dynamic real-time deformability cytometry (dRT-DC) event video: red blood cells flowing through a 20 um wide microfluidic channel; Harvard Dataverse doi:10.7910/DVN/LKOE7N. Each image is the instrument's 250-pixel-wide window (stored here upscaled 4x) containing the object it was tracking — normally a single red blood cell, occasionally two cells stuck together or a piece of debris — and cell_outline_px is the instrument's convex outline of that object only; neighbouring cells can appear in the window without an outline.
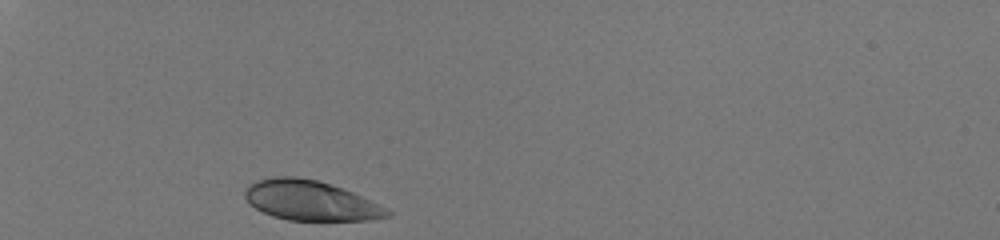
{"species": "human", "species_latin": "Homo sapiens", "temperature_condition": "room temperature", "stored_images_in_passage": 29, "camera_frame_rate_fps": 3000, "um_per_image_px": 0.085, "donor": {"sex": "male"}, "frame": {"image": 1, "passage_image": 1, "time_ms": 0.0, "image_size_px": [1000, 240], "cell_outline_px": [[392, 216], [372, 220], [288, 220], [272, 216], [256, 208], [244, 196], [244, 188], [248, 184], [256, 180], [276, 176], [296, 176], [316, 180], [352, 192], [392, 212]], "centroid_in_image_um": [26.34, 17.04], "position_along_channel_um": 58.7, "area_um2": 32.71}}
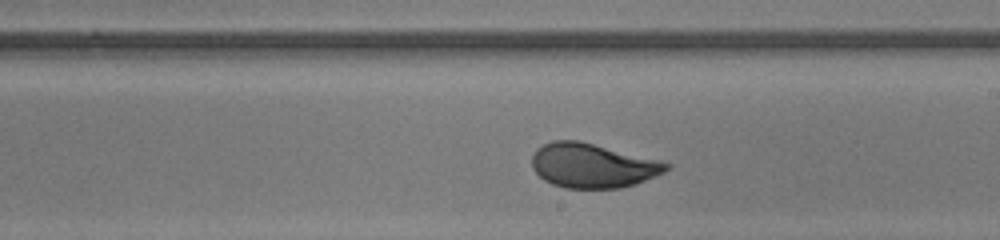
{"frame": {"image": 2, "passage_image": 17, "time_ms": 5.333, "image_size_px": [1000, 240], "cell_outline_px": [[672, 164], [664, 172], [636, 184], [620, 188], [564, 188], [552, 184], [544, 180], [532, 168], [532, 156], [536, 148], [552, 140], [576, 140], [660, 160]], "centroid_in_image_um": [50.35, 14.08], "position_along_channel_um": 238.6, "area_um2": 34.62}}
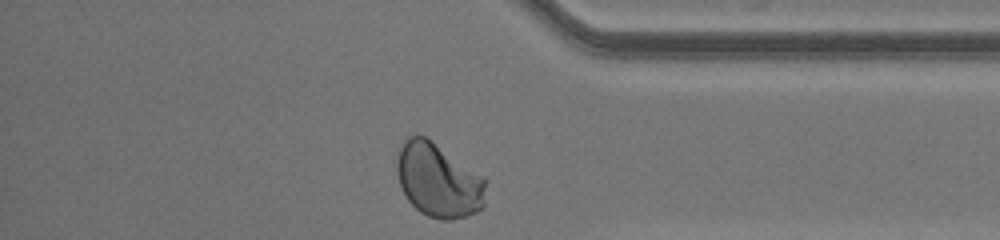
{"frame": {"image": 3, "passage_image": 29, "time_ms": 9.333, "image_size_px": [1000, 240], "cell_outline_px": [[484, 208], [476, 212], [452, 220], [440, 220], [428, 216], [420, 212], [408, 200], [400, 188], [396, 172], [396, 148], [408, 136], [424, 136], [484, 176]], "centroid_in_image_um": [37.21, 15.33], "position_along_channel_um": 398.0, "area_um2": 38.55}, "authors_computed_cell_mechanics": {"area_um2": 34.7956, "velocity_mm_per_s": 4.0842, "shape_relaxation_time_tau1_ms": 2.8, "shape_relaxation_time_tau2_ms": null, "deformation_change_tau1": 0.1495, "deformation_change_tau2": null}}